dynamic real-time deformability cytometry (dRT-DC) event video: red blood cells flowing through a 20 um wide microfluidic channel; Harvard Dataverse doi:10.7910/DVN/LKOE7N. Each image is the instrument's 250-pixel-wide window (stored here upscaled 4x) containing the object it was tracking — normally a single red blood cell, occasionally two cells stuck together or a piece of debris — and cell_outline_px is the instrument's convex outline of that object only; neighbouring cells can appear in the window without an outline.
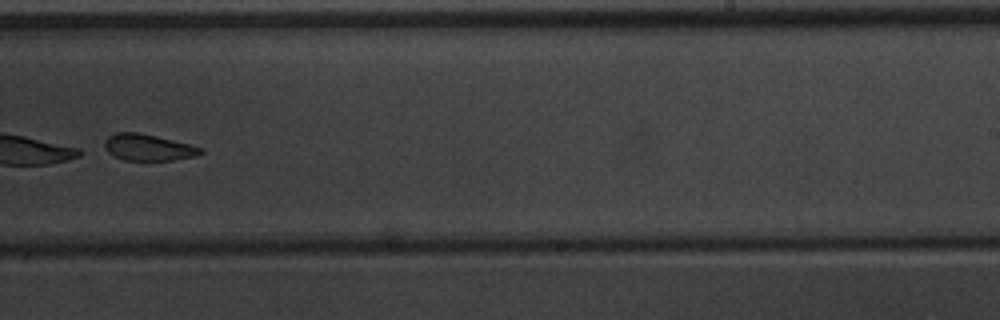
{"species": "common noctule bat (a hibernating species)", "species_latin": "Nyctalus noctula", "temperature_condition": "warm", "stored_images_in_passage": 43, "segment_of_instrument_passage": [2, 2], "camera_frame_rate_fps": 3000, "um_per_image_px": 0.085, "animal": {"sex": "male", "body_mass_g": 20.1, "forearm_length_mm": 53.5}, "frame": {"image": 1, "passage_image": 30, "time_ms": 9.667, "image_size_px": [1000, 320], "cell_outline_px": [[204, 152], [196, 156], [172, 160], [124, 160], [108, 152], [104, 148], [104, 140], [108, 136], [116, 132], [136, 132], [156, 136], [204, 148]], "centroid_in_image_um": [12.59, 12.53], "position_along_channel_um": 276.4, "area_um2": 14.74}}